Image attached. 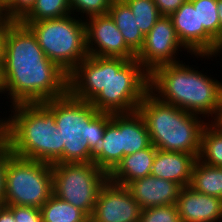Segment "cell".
<instances>
[{
  "mask_svg": "<svg viewBox=\"0 0 222 222\" xmlns=\"http://www.w3.org/2000/svg\"><path fill=\"white\" fill-rule=\"evenodd\" d=\"M6 120V139L14 155L49 164L63 163L55 113L44 103L13 105ZM13 115V116H12Z\"/></svg>",
  "mask_w": 222,
  "mask_h": 222,
  "instance_id": "cell-5",
  "label": "cell"
},
{
  "mask_svg": "<svg viewBox=\"0 0 222 222\" xmlns=\"http://www.w3.org/2000/svg\"><path fill=\"white\" fill-rule=\"evenodd\" d=\"M2 64L0 63V93H4V83H3V76H2Z\"/></svg>",
  "mask_w": 222,
  "mask_h": 222,
  "instance_id": "cell-39",
  "label": "cell"
},
{
  "mask_svg": "<svg viewBox=\"0 0 222 222\" xmlns=\"http://www.w3.org/2000/svg\"><path fill=\"white\" fill-rule=\"evenodd\" d=\"M197 158V155L157 149L150 175L175 182L182 188L186 187L191 182L192 169Z\"/></svg>",
  "mask_w": 222,
  "mask_h": 222,
  "instance_id": "cell-16",
  "label": "cell"
},
{
  "mask_svg": "<svg viewBox=\"0 0 222 222\" xmlns=\"http://www.w3.org/2000/svg\"><path fill=\"white\" fill-rule=\"evenodd\" d=\"M161 15L170 16L187 0H153Z\"/></svg>",
  "mask_w": 222,
  "mask_h": 222,
  "instance_id": "cell-32",
  "label": "cell"
},
{
  "mask_svg": "<svg viewBox=\"0 0 222 222\" xmlns=\"http://www.w3.org/2000/svg\"><path fill=\"white\" fill-rule=\"evenodd\" d=\"M0 222H16L12 211L5 205H0Z\"/></svg>",
  "mask_w": 222,
  "mask_h": 222,
  "instance_id": "cell-34",
  "label": "cell"
},
{
  "mask_svg": "<svg viewBox=\"0 0 222 222\" xmlns=\"http://www.w3.org/2000/svg\"><path fill=\"white\" fill-rule=\"evenodd\" d=\"M36 0H13L5 8L7 21H21L34 7Z\"/></svg>",
  "mask_w": 222,
  "mask_h": 222,
  "instance_id": "cell-29",
  "label": "cell"
},
{
  "mask_svg": "<svg viewBox=\"0 0 222 222\" xmlns=\"http://www.w3.org/2000/svg\"><path fill=\"white\" fill-rule=\"evenodd\" d=\"M182 63L179 61L155 68L149 74V91L160 101L193 114H211L214 118L218 111L222 82Z\"/></svg>",
  "mask_w": 222,
  "mask_h": 222,
  "instance_id": "cell-4",
  "label": "cell"
},
{
  "mask_svg": "<svg viewBox=\"0 0 222 222\" xmlns=\"http://www.w3.org/2000/svg\"><path fill=\"white\" fill-rule=\"evenodd\" d=\"M176 205L181 222H222V199L197 192L189 185L181 189Z\"/></svg>",
  "mask_w": 222,
  "mask_h": 222,
  "instance_id": "cell-14",
  "label": "cell"
},
{
  "mask_svg": "<svg viewBox=\"0 0 222 222\" xmlns=\"http://www.w3.org/2000/svg\"><path fill=\"white\" fill-rule=\"evenodd\" d=\"M6 139V119L0 120V143Z\"/></svg>",
  "mask_w": 222,
  "mask_h": 222,
  "instance_id": "cell-37",
  "label": "cell"
},
{
  "mask_svg": "<svg viewBox=\"0 0 222 222\" xmlns=\"http://www.w3.org/2000/svg\"><path fill=\"white\" fill-rule=\"evenodd\" d=\"M157 148L151 144L131 155L124 156L116 168L108 175L115 184L127 186L130 182L149 176Z\"/></svg>",
  "mask_w": 222,
  "mask_h": 222,
  "instance_id": "cell-18",
  "label": "cell"
},
{
  "mask_svg": "<svg viewBox=\"0 0 222 222\" xmlns=\"http://www.w3.org/2000/svg\"><path fill=\"white\" fill-rule=\"evenodd\" d=\"M111 121L121 131L122 159L151 145L147 125L138 110L131 113H111Z\"/></svg>",
  "mask_w": 222,
  "mask_h": 222,
  "instance_id": "cell-17",
  "label": "cell"
},
{
  "mask_svg": "<svg viewBox=\"0 0 222 222\" xmlns=\"http://www.w3.org/2000/svg\"><path fill=\"white\" fill-rule=\"evenodd\" d=\"M141 211L126 186L108 179L99 191L90 222H139Z\"/></svg>",
  "mask_w": 222,
  "mask_h": 222,
  "instance_id": "cell-12",
  "label": "cell"
},
{
  "mask_svg": "<svg viewBox=\"0 0 222 222\" xmlns=\"http://www.w3.org/2000/svg\"><path fill=\"white\" fill-rule=\"evenodd\" d=\"M113 0H69L71 12L77 11L87 17L107 14Z\"/></svg>",
  "mask_w": 222,
  "mask_h": 222,
  "instance_id": "cell-28",
  "label": "cell"
},
{
  "mask_svg": "<svg viewBox=\"0 0 222 222\" xmlns=\"http://www.w3.org/2000/svg\"><path fill=\"white\" fill-rule=\"evenodd\" d=\"M6 19L5 8L0 4V20Z\"/></svg>",
  "mask_w": 222,
  "mask_h": 222,
  "instance_id": "cell-40",
  "label": "cell"
},
{
  "mask_svg": "<svg viewBox=\"0 0 222 222\" xmlns=\"http://www.w3.org/2000/svg\"><path fill=\"white\" fill-rule=\"evenodd\" d=\"M72 14L69 0H36L34 7L20 22H37Z\"/></svg>",
  "mask_w": 222,
  "mask_h": 222,
  "instance_id": "cell-24",
  "label": "cell"
},
{
  "mask_svg": "<svg viewBox=\"0 0 222 222\" xmlns=\"http://www.w3.org/2000/svg\"><path fill=\"white\" fill-rule=\"evenodd\" d=\"M13 0H0V4L6 8Z\"/></svg>",
  "mask_w": 222,
  "mask_h": 222,
  "instance_id": "cell-41",
  "label": "cell"
},
{
  "mask_svg": "<svg viewBox=\"0 0 222 222\" xmlns=\"http://www.w3.org/2000/svg\"><path fill=\"white\" fill-rule=\"evenodd\" d=\"M71 16L21 22L35 34L46 57L67 74L88 56L85 22Z\"/></svg>",
  "mask_w": 222,
  "mask_h": 222,
  "instance_id": "cell-7",
  "label": "cell"
},
{
  "mask_svg": "<svg viewBox=\"0 0 222 222\" xmlns=\"http://www.w3.org/2000/svg\"><path fill=\"white\" fill-rule=\"evenodd\" d=\"M7 20H0V63H3L4 59V46L6 36Z\"/></svg>",
  "mask_w": 222,
  "mask_h": 222,
  "instance_id": "cell-33",
  "label": "cell"
},
{
  "mask_svg": "<svg viewBox=\"0 0 222 222\" xmlns=\"http://www.w3.org/2000/svg\"><path fill=\"white\" fill-rule=\"evenodd\" d=\"M122 160V141L120 129L110 121L105 128L100 146L93 154V163L108 175Z\"/></svg>",
  "mask_w": 222,
  "mask_h": 222,
  "instance_id": "cell-20",
  "label": "cell"
},
{
  "mask_svg": "<svg viewBox=\"0 0 222 222\" xmlns=\"http://www.w3.org/2000/svg\"><path fill=\"white\" fill-rule=\"evenodd\" d=\"M5 206L12 211L16 222H42L40 209L18 205Z\"/></svg>",
  "mask_w": 222,
  "mask_h": 222,
  "instance_id": "cell-30",
  "label": "cell"
},
{
  "mask_svg": "<svg viewBox=\"0 0 222 222\" xmlns=\"http://www.w3.org/2000/svg\"><path fill=\"white\" fill-rule=\"evenodd\" d=\"M53 194L91 217L108 174L93 162L52 164Z\"/></svg>",
  "mask_w": 222,
  "mask_h": 222,
  "instance_id": "cell-9",
  "label": "cell"
},
{
  "mask_svg": "<svg viewBox=\"0 0 222 222\" xmlns=\"http://www.w3.org/2000/svg\"><path fill=\"white\" fill-rule=\"evenodd\" d=\"M141 209L176 204L182 187L170 180L152 175L130 182L126 186Z\"/></svg>",
  "mask_w": 222,
  "mask_h": 222,
  "instance_id": "cell-15",
  "label": "cell"
},
{
  "mask_svg": "<svg viewBox=\"0 0 222 222\" xmlns=\"http://www.w3.org/2000/svg\"><path fill=\"white\" fill-rule=\"evenodd\" d=\"M84 22L88 56L119 57L127 60L136 58L108 13L91 16Z\"/></svg>",
  "mask_w": 222,
  "mask_h": 222,
  "instance_id": "cell-11",
  "label": "cell"
},
{
  "mask_svg": "<svg viewBox=\"0 0 222 222\" xmlns=\"http://www.w3.org/2000/svg\"><path fill=\"white\" fill-rule=\"evenodd\" d=\"M181 47L185 48L178 39L170 16L162 15L145 35L136 60L150 74L161 65L179 62L175 57Z\"/></svg>",
  "mask_w": 222,
  "mask_h": 222,
  "instance_id": "cell-10",
  "label": "cell"
},
{
  "mask_svg": "<svg viewBox=\"0 0 222 222\" xmlns=\"http://www.w3.org/2000/svg\"><path fill=\"white\" fill-rule=\"evenodd\" d=\"M198 159L210 166L222 167V130L209 122L201 136V149Z\"/></svg>",
  "mask_w": 222,
  "mask_h": 222,
  "instance_id": "cell-23",
  "label": "cell"
},
{
  "mask_svg": "<svg viewBox=\"0 0 222 222\" xmlns=\"http://www.w3.org/2000/svg\"><path fill=\"white\" fill-rule=\"evenodd\" d=\"M217 10L220 23V39H222V0H217Z\"/></svg>",
  "mask_w": 222,
  "mask_h": 222,
  "instance_id": "cell-38",
  "label": "cell"
},
{
  "mask_svg": "<svg viewBox=\"0 0 222 222\" xmlns=\"http://www.w3.org/2000/svg\"><path fill=\"white\" fill-rule=\"evenodd\" d=\"M11 147L7 139L0 143V205H3L5 194V171L6 163L12 155Z\"/></svg>",
  "mask_w": 222,
  "mask_h": 222,
  "instance_id": "cell-31",
  "label": "cell"
},
{
  "mask_svg": "<svg viewBox=\"0 0 222 222\" xmlns=\"http://www.w3.org/2000/svg\"><path fill=\"white\" fill-rule=\"evenodd\" d=\"M149 91V73L135 59L87 56L68 74V92L99 112L131 113Z\"/></svg>",
  "mask_w": 222,
  "mask_h": 222,
  "instance_id": "cell-2",
  "label": "cell"
},
{
  "mask_svg": "<svg viewBox=\"0 0 222 222\" xmlns=\"http://www.w3.org/2000/svg\"><path fill=\"white\" fill-rule=\"evenodd\" d=\"M54 113L63 148V163H90L100 146L111 113L99 112L84 100L64 96L44 102Z\"/></svg>",
  "mask_w": 222,
  "mask_h": 222,
  "instance_id": "cell-3",
  "label": "cell"
},
{
  "mask_svg": "<svg viewBox=\"0 0 222 222\" xmlns=\"http://www.w3.org/2000/svg\"><path fill=\"white\" fill-rule=\"evenodd\" d=\"M211 120V123L214 124L218 129L222 130V93L219 100V106L216 116Z\"/></svg>",
  "mask_w": 222,
  "mask_h": 222,
  "instance_id": "cell-35",
  "label": "cell"
},
{
  "mask_svg": "<svg viewBox=\"0 0 222 222\" xmlns=\"http://www.w3.org/2000/svg\"><path fill=\"white\" fill-rule=\"evenodd\" d=\"M108 14L116 23L126 45L137 54L143 46L145 36L140 31L129 6L123 0H113Z\"/></svg>",
  "mask_w": 222,
  "mask_h": 222,
  "instance_id": "cell-19",
  "label": "cell"
},
{
  "mask_svg": "<svg viewBox=\"0 0 222 222\" xmlns=\"http://www.w3.org/2000/svg\"><path fill=\"white\" fill-rule=\"evenodd\" d=\"M3 205L40 209L53 195L52 164L12 154L6 163Z\"/></svg>",
  "mask_w": 222,
  "mask_h": 222,
  "instance_id": "cell-8",
  "label": "cell"
},
{
  "mask_svg": "<svg viewBox=\"0 0 222 222\" xmlns=\"http://www.w3.org/2000/svg\"><path fill=\"white\" fill-rule=\"evenodd\" d=\"M2 76L12 105L46 102L68 92V74L46 57L20 21H7Z\"/></svg>",
  "mask_w": 222,
  "mask_h": 222,
  "instance_id": "cell-1",
  "label": "cell"
},
{
  "mask_svg": "<svg viewBox=\"0 0 222 222\" xmlns=\"http://www.w3.org/2000/svg\"><path fill=\"white\" fill-rule=\"evenodd\" d=\"M179 41L187 53L205 57L212 50L216 41L204 30L199 28L198 9L187 0L170 15Z\"/></svg>",
  "mask_w": 222,
  "mask_h": 222,
  "instance_id": "cell-13",
  "label": "cell"
},
{
  "mask_svg": "<svg viewBox=\"0 0 222 222\" xmlns=\"http://www.w3.org/2000/svg\"><path fill=\"white\" fill-rule=\"evenodd\" d=\"M189 186L197 192L222 199V167L207 165L197 158Z\"/></svg>",
  "mask_w": 222,
  "mask_h": 222,
  "instance_id": "cell-21",
  "label": "cell"
},
{
  "mask_svg": "<svg viewBox=\"0 0 222 222\" xmlns=\"http://www.w3.org/2000/svg\"><path fill=\"white\" fill-rule=\"evenodd\" d=\"M40 213L42 222H90L82 210L54 194L42 205Z\"/></svg>",
  "mask_w": 222,
  "mask_h": 222,
  "instance_id": "cell-22",
  "label": "cell"
},
{
  "mask_svg": "<svg viewBox=\"0 0 222 222\" xmlns=\"http://www.w3.org/2000/svg\"><path fill=\"white\" fill-rule=\"evenodd\" d=\"M138 111L147 125L151 144L157 149L199 156L207 122L197 114L160 101L151 91L144 95Z\"/></svg>",
  "mask_w": 222,
  "mask_h": 222,
  "instance_id": "cell-6",
  "label": "cell"
},
{
  "mask_svg": "<svg viewBox=\"0 0 222 222\" xmlns=\"http://www.w3.org/2000/svg\"><path fill=\"white\" fill-rule=\"evenodd\" d=\"M139 222H181L176 204L143 209Z\"/></svg>",
  "mask_w": 222,
  "mask_h": 222,
  "instance_id": "cell-27",
  "label": "cell"
},
{
  "mask_svg": "<svg viewBox=\"0 0 222 222\" xmlns=\"http://www.w3.org/2000/svg\"><path fill=\"white\" fill-rule=\"evenodd\" d=\"M198 9L199 28L215 40H220V23L217 10V0H190Z\"/></svg>",
  "mask_w": 222,
  "mask_h": 222,
  "instance_id": "cell-26",
  "label": "cell"
},
{
  "mask_svg": "<svg viewBox=\"0 0 222 222\" xmlns=\"http://www.w3.org/2000/svg\"><path fill=\"white\" fill-rule=\"evenodd\" d=\"M131 9L143 35H147L162 16L153 0H123Z\"/></svg>",
  "mask_w": 222,
  "mask_h": 222,
  "instance_id": "cell-25",
  "label": "cell"
},
{
  "mask_svg": "<svg viewBox=\"0 0 222 222\" xmlns=\"http://www.w3.org/2000/svg\"><path fill=\"white\" fill-rule=\"evenodd\" d=\"M218 53L222 54V39L217 40L216 43L214 44L212 50L208 53V55H205L210 59L209 57H212V55L215 57Z\"/></svg>",
  "mask_w": 222,
  "mask_h": 222,
  "instance_id": "cell-36",
  "label": "cell"
}]
</instances>
